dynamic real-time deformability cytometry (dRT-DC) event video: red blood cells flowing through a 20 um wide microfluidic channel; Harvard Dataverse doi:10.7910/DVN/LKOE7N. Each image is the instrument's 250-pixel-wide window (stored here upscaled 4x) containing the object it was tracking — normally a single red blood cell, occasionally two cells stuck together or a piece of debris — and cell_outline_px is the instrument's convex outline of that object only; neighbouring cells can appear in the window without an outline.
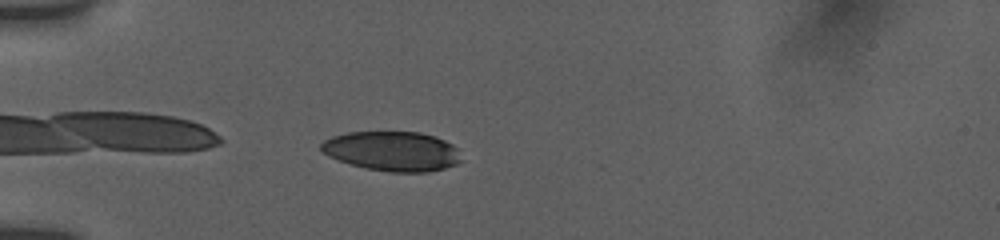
{"species": "human", "species_latin": "Homo sapiens", "temperature_condition": "room temperature", "stored_images_in_passage": 40, "camera_frame_rate_fps": 3000, "um_per_image_px": 0.085, "donor": {"sex": "female"}, "frame": {"image": 1, "passage_image": 2, "time_ms": 0.333, "image_size_px": [1000, 240], "cell_outline_px": [[464, 160], [456, 164], [444, 168], [428, 172], [388, 172], [364, 168], [328, 156], [320, 148], [320, 144], [324, 140], [332, 136], [348, 132], [420, 132], [436, 136], [452, 144], [456, 148]], "centroid_in_image_um": [33.37, 12.85], "position_along_channel_um": 51.6, "area_um2": 32.48}}
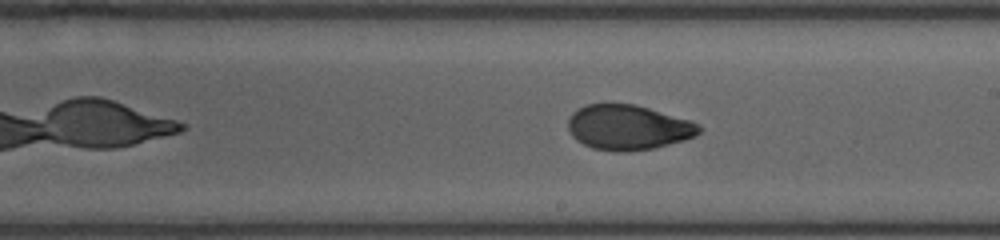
{"frame": {"image": 2, "passage_image": 18, "time_ms": 5.667, "image_size_px": [1000, 240], "cell_outline_px": [[704, 128], [696, 136], [684, 140], [652, 148], [624, 152], [616, 152], [592, 148], [576, 140], [568, 132], [568, 120], [572, 112], [588, 104], [636, 104], [692, 120], [700, 124]], "centroid_in_image_um": [53.42, 10.82], "position_along_channel_um": 235.6, "area_um2": 34.62}}
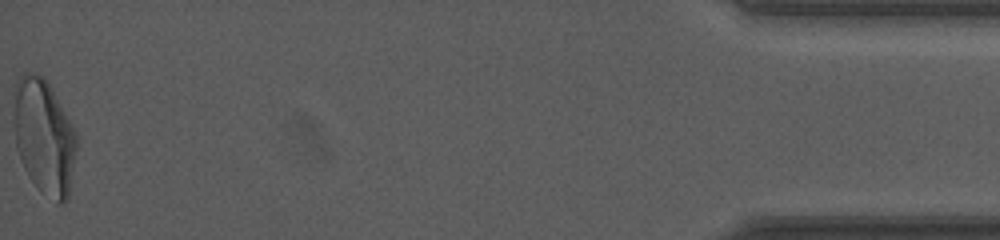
{"frame": {"image": 3, "passage_image": 40, "time_ms": 13.0, "image_size_px": [1000, 240], "cell_outline_px": [[76, 148], [68, 196], [64, 204], [56, 204], [40, 192], [28, 176], [20, 160], [16, 148], [12, 116], [16, 80], [24, 72], [32, 72], [44, 76], [52, 88], [72, 124], [76, 132]], "centroid_in_image_um": [3.71, 11.61], "position_along_channel_um": 431.5, "area_um2": 42.77}, "authors_computed_cell_mechanics": {"area_um2": 34.5644, "velocity_mm_per_s": 3.8607, "shape_relaxation_time_tau1_ms": 7.2445, "shape_relaxation_time_tau2_ms": 1.1572, "deformation_change_tau1": 0.2226, "deformation_change_tau2": 0.0478}}